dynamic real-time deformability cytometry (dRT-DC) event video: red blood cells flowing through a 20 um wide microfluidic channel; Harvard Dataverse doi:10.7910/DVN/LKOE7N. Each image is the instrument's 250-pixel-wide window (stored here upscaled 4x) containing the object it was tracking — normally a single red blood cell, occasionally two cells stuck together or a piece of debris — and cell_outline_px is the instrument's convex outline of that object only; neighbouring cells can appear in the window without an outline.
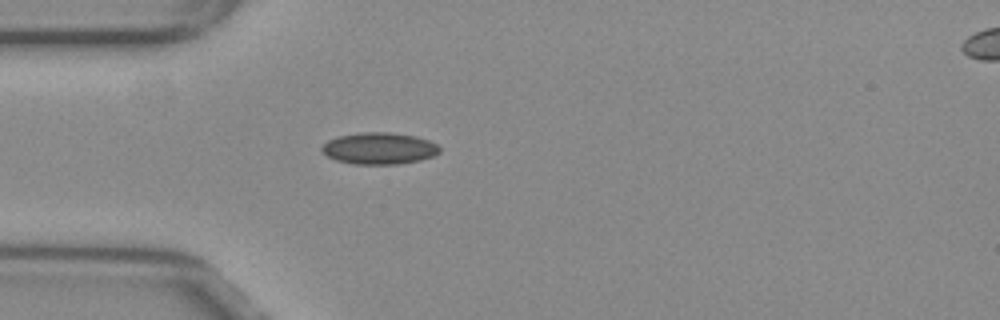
{"species": "common noctule bat (a hibernating species)", "species_latin": "Nyctalus noctula", "temperature_condition": "warm", "stored_images_in_passage": 45, "camera_frame_rate_fps": 3000, "um_per_image_px": 0.085, "animal": {"sex": "female", "body_mass_g": 29.2, "forearm_length_mm": 56.3}, "frame": {"image": 1, "passage_image": 7, "time_ms": 2.0, "image_size_px": [1000, 320], "cell_outline_px": [[440, 152], [432, 156], [420, 160], [396, 164], [352, 164], [336, 160], [328, 156], [320, 148], [328, 140], [340, 136], [360, 132], [392, 132], [416, 136], [428, 140], [436, 144], [440, 148]], "centroid_in_image_um": [32.24, 12.61], "position_along_channel_um": 52.8, "area_um2": 21.68}}
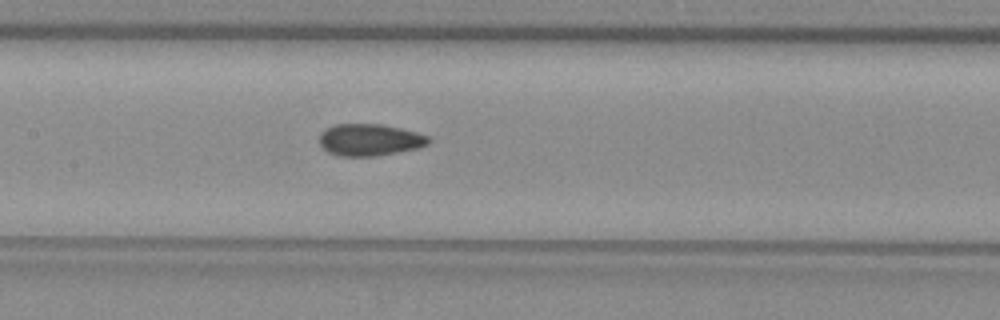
{"frame": {"image": 2, "passage_image": 17, "time_ms": 5.333, "image_size_px": [1000, 320], "cell_outline_px": [[432, 140], [428, 144], [420, 148], [376, 156], [340, 156], [328, 152], [320, 144], [320, 132], [324, 128], [336, 124], [380, 124], [400, 128], [416, 132], [428, 136]], "centroid_in_image_um": [31.43, 11.88], "position_along_channel_um": 176.0, "area_um2": 20.4}}
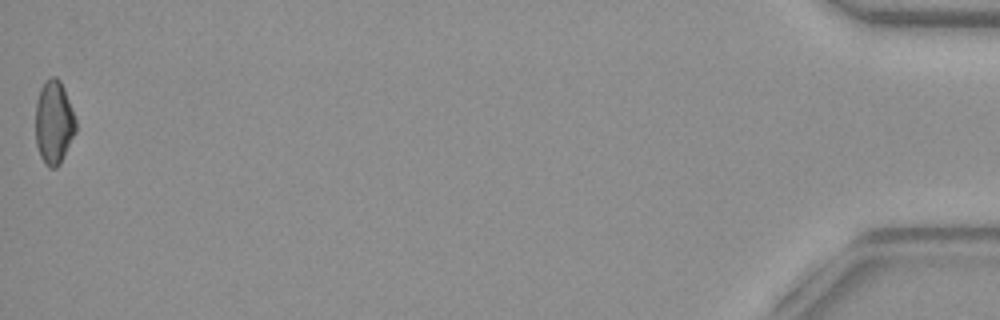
{"frame": {"image": 3, "passage_image": 45, "time_ms": 14.667, "image_size_px": [1000, 320], "cell_outline_px": [[76, 132], [60, 164], [56, 168], [48, 168], [44, 164], [40, 156], [36, 144], [36, 100], [40, 88], [52, 76], [56, 76], [60, 80], [64, 88], [76, 120]], "centroid_in_image_um": [4.58, 10.43], "position_along_channel_um": 430.6, "area_um2": 19.65}, "authors_computed_cell_mechanics": {"area_um2": 20.1722, "velocity_mm_per_s": 3.8766, "shape_relaxation_time_tau1_ms": null, "shape_relaxation_time_tau2_ms": 1.6648, "deformation_change_tau1": null, "deformation_change_tau2": 0.0746}}